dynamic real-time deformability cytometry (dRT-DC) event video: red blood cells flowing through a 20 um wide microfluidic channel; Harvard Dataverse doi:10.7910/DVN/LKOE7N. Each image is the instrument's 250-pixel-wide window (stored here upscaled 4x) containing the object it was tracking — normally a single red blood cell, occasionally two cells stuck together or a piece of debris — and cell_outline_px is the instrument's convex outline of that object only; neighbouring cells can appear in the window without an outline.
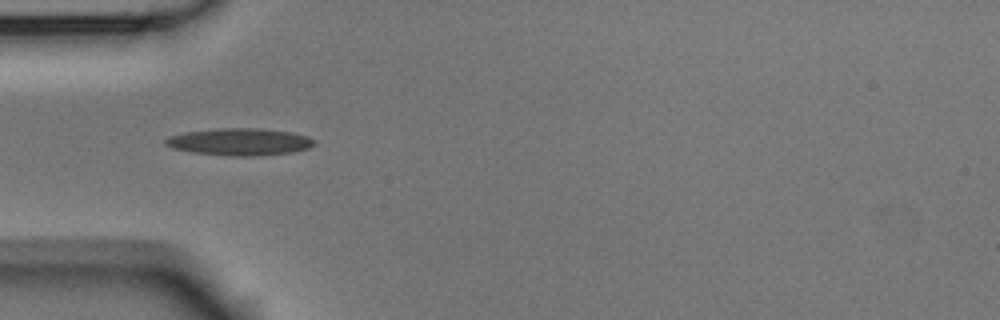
{"species": "Egyptian fruit bat (a non-hibernating species)", "species_latin": "Rousettus aegyptiacus", "temperature_condition": "room temperature", "stored_images_in_passage": 8, "camera_frame_rate_fps": 3000, "um_per_image_px": 0.085, "animal": {"sex": "male"}, "frame": {"image": 1, "passage_image": 4, "time_ms": 1.0, "image_size_px": [1000, 320], "cell_outline_px": [[316, 144], [308, 148], [292, 152], [260, 156], [232, 156], [192, 152], [172, 148], [164, 144], [164, 140], [172, 136], [184, 132], [216, 128], [264, 128], [292, 132], [308, 136], [316, 140]], "centroid_in_image_um": [20.41, 12.05], "position_along_channel_um": 64.6, "area_um2": 23.76}}
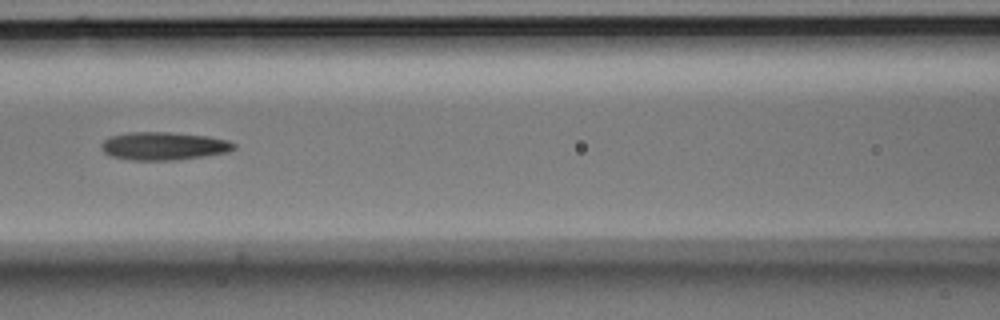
{"frame": {"image": 2, "passage_image": 6, "time_ms": 1.667, "image_size_px": [1000, 320], "cell_outline_px": [[236, 148], [228, 152], [204, 156], [172, 160], [132, 160], [112, 156], [104, 152], [100, 148], [100, 144], [104, 140], [112, 136], [128, 132], [168, 132], [208, 136], [228, 140], [236, 144]], "centroid_in_image_um": [13.92, 12.41], "position_along_channel_um": 152.7, "area_um2": 21.62}}
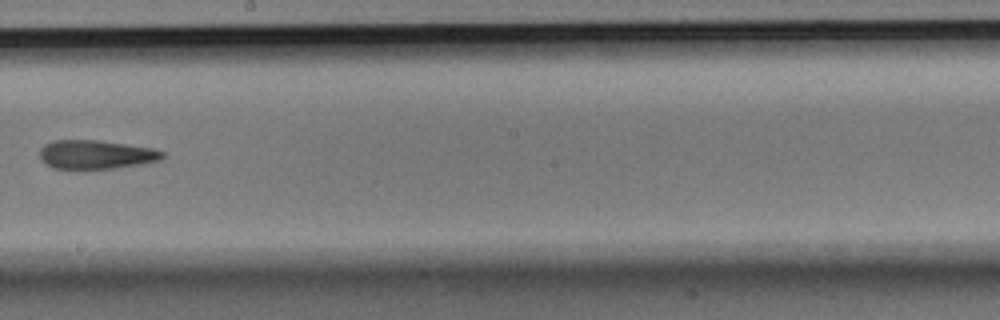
{"frame": {"image": 3, "passage_image": 8, "time_ms": 2.333, "image_size_px": [1000, 320], "cell_outline_px": [[164, 156], [160, 160], [140, 164], [116, 168], [52, 168], [44, 164], [40, 160], [40, 148], [44, 144], [52, 140], [100, 140], [152, 148], [164, 152]], "centroid_in_image_um": [8.12, 13.12], "position_along_channel_um": 240.1, "area_um2": 20.63}}